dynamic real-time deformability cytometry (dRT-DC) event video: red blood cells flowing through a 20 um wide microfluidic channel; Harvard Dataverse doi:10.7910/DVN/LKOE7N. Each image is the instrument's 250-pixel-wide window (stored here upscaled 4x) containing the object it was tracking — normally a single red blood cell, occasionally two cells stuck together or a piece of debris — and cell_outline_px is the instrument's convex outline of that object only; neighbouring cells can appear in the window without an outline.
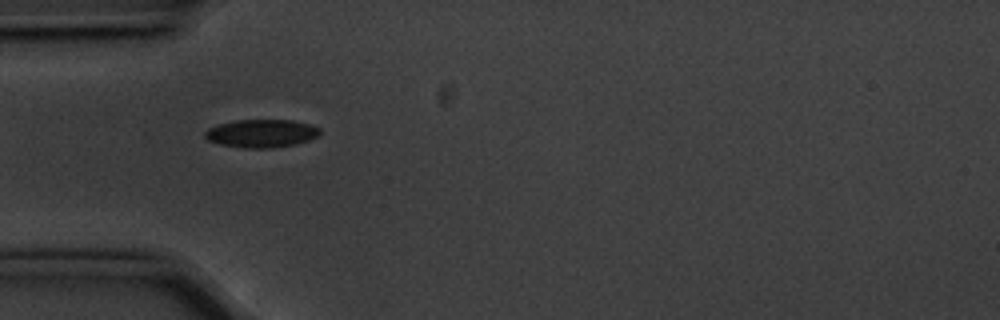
{"species": "common noctule bat (a hibernating species)", "species_latin": "Nyctalus noctula", "temperature_condition": "cold", "stored_images_in_passage": 4, "camera_frame_rate_fps": 3000, "um_per_image_px": 0.085, "animal": {"sex": "male", "body_mass_g": 20.1, "forearm_length_mm": 53.5}, "frame": {"image": 1, "passage_image": 1, "time_ms": 0.0, "image_size_px": [1000, 320], "cell_outline_px": [[320, 132], [316, 136], [308, 140], [296, 144], [272, 148], [244, 148], [220, 144], [208, 140], [204, 136], [204, 132], [208, 128], [220, 124], [236, 120], [292, 120], [308, 124], [320, 128]], "centroid_in_image_um": [22.2, 11.34], "position_along_channel_um": 62.8, "area_um2": 18.67}}